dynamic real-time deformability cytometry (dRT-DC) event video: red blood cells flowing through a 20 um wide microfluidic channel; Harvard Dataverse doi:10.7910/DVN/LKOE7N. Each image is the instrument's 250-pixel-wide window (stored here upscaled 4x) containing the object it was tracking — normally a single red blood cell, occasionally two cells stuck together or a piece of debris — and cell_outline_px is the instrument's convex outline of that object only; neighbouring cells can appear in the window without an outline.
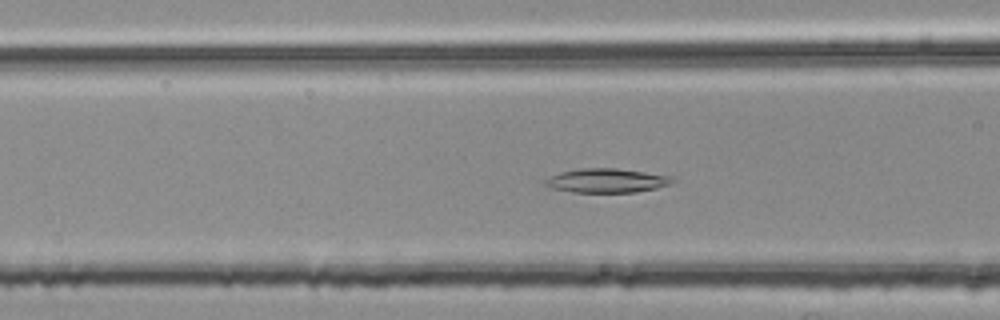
{"species": "common noctule bat (a hibernating species)", "species_latin": "Nyctalus noctula", "temperature_condition": "room temperature", "stored_images_in_passage": 41, "camera_frame_rate_fps": 3000, "um_per_image_px": 0.085, "animal": {"sex": "female", "body_mass_g": 25.1}, "frame": {"image": 1, "passage_image": 9, "time_ms": 2.667, "image_size_px": [1000, 320], "cell_outline_px": [[676, 180], [672, 184], [656, 188], [636, 192], [572, 192], [552, 188], [544, 184], [544, 180], [560, 172], [580, 168], [616, 168], [672, 176]], "centroid_in_image_um": [51.6, 15.35], "position_along_channel_um": 115.0, "area_um2": 17.86}}
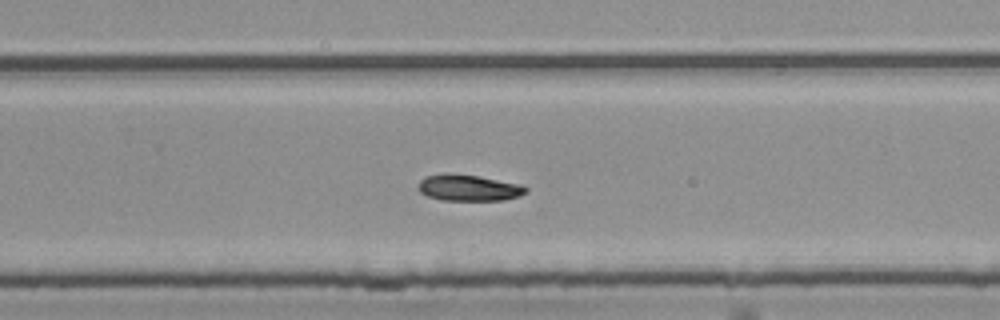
{"frame": {"image": 2, "passage_image": 23, "time_ms": 7.333, "image_size_px": [1000, 320], "cell_outline_px": [[528, 192], [520, 196], [504, 200], [440, 200], [428, 196], [420, 192], [416, 188], [420, 180], [424, 176], [476, 176], [520, 184], [528, 188]], "centroid_in_image_um": [39.88, 16.01], "position_along_channel_um": 289.9, "area_um2": 15.9}}
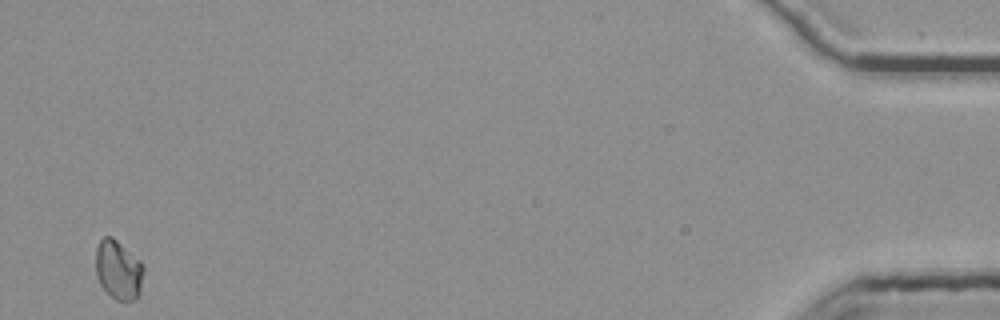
{"frame": {"image": 3, "passage_image": 41, "time_ms": 13.333, "image_size_px": [1000, 320], "cell_outline_px": [[144, 272], [140, 292], [136, 300], [124, 304], [116, 300], [100, 284], [96, 276], [96, 248], [100, 240], [104, 236], [112, 236], [140, 260], [144, 268]], "centroid_in_image_um": [10.08, 22.97], "position_along_channel_um": 425.1, "area_um2": 16.82}, "authors_computed_cell_mechanics": {"area_um2": 16.473, "velocity_mm_per_s": 3.7549, "shape_relaxation_time_tau1_ms": 10.1387, "shape_relaxation_time_tau2_ms": null, "deformation_change_tau1": 0.1738, "deformation_change_tau2": null}}